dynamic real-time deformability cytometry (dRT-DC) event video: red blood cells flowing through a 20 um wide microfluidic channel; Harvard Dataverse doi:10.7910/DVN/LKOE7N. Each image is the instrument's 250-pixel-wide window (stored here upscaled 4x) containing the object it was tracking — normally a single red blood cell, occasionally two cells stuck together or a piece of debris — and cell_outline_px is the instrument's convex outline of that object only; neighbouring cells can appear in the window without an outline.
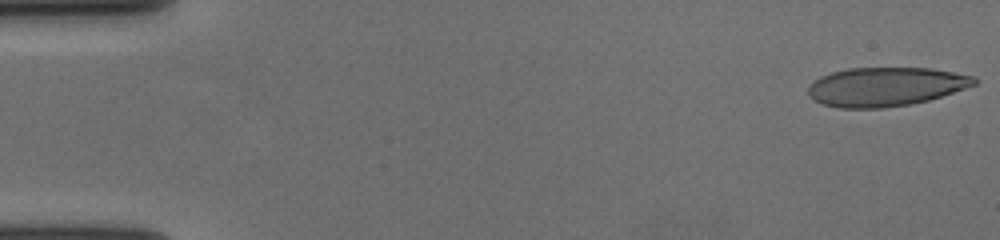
{"species": "human", "species_latin": "Homo sapiens", "temperature_condition": "cold", "stored_images_in_passage": 56, "camera_frame_rate_fps": 3000, "um_per_image_px": 0.085, "donor": {"sex": "female"}, "frame": {"image": 1, "passage_image": 1, "time_ms": 0.0, "image_size_px": [1000, 240], "cell_outline_px": [[976, 84], [928, 100], [908, 104], [880, 108], [840, 108], [824, 104], [808, 96], [808, 84], [812, 80], [820, 76], [832, 72], [848, 68], [932, 68], [976, 76]], "centroid_in_image_um": [75.23, 7.36], "position_along_channel_um": 9.8, "area_um2": 37.57}}
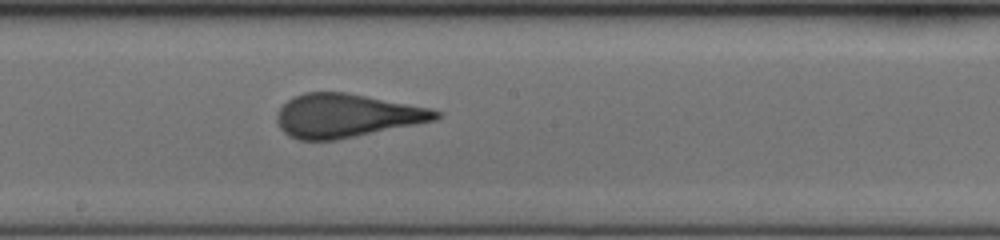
{"frame": {"image": 2, "passage_image": 31, "time_ms": 10.0, "image_size_px": [1000, 240], "cell_outline_px": [[440, 116], [436, 120], [336, 140], [300, 140], [288, 136], [280, 128], [276, 120], [276, 112], [292, 96], [304, 92], [348, 92], [432, 108], [440, 112]], "centroid_in_image_um": [29.42, 9.82], "position_along_channel_um": 218.8, "area_um2": 40.46}}
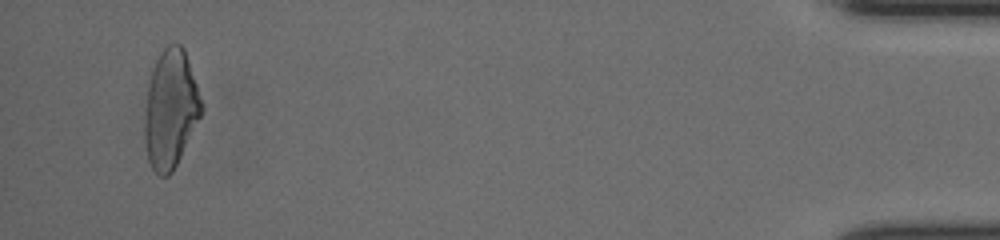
{"frame": {"image": 3, "passage_image": 54, "time_ms": 17.667, "image_size_px": [1000, 240], "cell_outline_px": [[204, 108], [172, 172], [168, 176], [160, 176], [152, 168], [148, 160], [144, 140], [144, 120], [148, 88], [152, 68], [160, 52], [168, 44], [180, 44], [184, 48]], "centroid_in_image_um": [14.48, 9.26], "position_along_channel_um": 420.7, "area_um2": 38.67}, "authors_computed_cell_mechanics": {"area_um2": 39.5641, "velocity_mm_per_s": 3.6647, "shape_relaxation_time_tau1_ms": 6.1397, "shape_relaxation_time_tau2_ms": null, "deformation_change_tau1": 0.22, "deformation_change_tau2": null}}